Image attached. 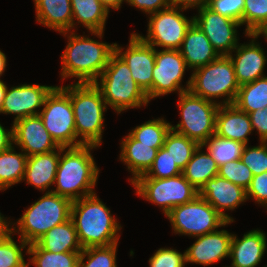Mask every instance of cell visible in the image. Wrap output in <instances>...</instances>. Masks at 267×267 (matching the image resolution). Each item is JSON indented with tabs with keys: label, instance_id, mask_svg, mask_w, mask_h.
I'll return each mask as SVG.
<instances>
[{
	"label": "cell",
	"instance_id": "4316f807",
	"mask_svg": "<svg viewBox=\"0 0 267 267\" xmlns=\"http://www.w3.org/2000/svg\"><path fill=\"white\" fill-rule=\"evenodd\" d=\"M71 6L72 29L76 24L74 20L77 19V22L86 27L91 34L102 38L109 11L100 0H71Z\"/></svg>",
	"mask_w": 267,
	"mask_h": 267
},
{
	"label": "cell",
	"instance_id": "8992f818",
	"mask_svg": "<svg viewBox=\"0 0 267 267\" xmlns=\"http://www.w3.org/2000/svg\"><path fill=\"white\" fill-rule=\"evenodd\" d=\"M72 201L53 192H46L38 201L24 211L12 233L28 245L36 243L53 227L68 221L71 217ZM17 228V229H16Z\"/></svg>",
	"mask_w": 267,
	"mask_h": 267
},
{
	"label": "cell",
	"instance_id": "ac0fdd59",
	"mask_svg": "<svg viewBox=\"0 0 267 267\" xmlns=\"http://www.w3.org/2000/svg\"><path fill=\"white\" fill-rule=\"evenodd\" d=\"M199 195L209 202L214 209L227 221L234 222V219L225 213V210H234L242 202L247 200V191L216 175L205 183L199 191Z\"/></svg>",
	"mask_w": 267,
	"mask_h": 267
},
{
	"label": "cell",
	"instance_id": "d6a6232c",
	"mask_svg": "<svg viewBox=\"0 0 267 267\" xmlns=\"http://www.w3.org/2000/svg\"><path fill=\"white\" fill-rule=\"evenodd\" d=\"M202 147H207L206 149L208 153L220 167L226 162L240 159L245 144L237 140L219 137L214 134L202 144Z\"/></svg>",
	"mask_w": 267,
	"mask_h": 267
},
{
	"label": "cell",
	"instance_id": "f35d334b",
	"mask_svg": "<svg viewBox=\"0 0 267 267\" xmlns=\"http://www.w3.org/2000/svg\"><path fill=\"white\" fill-rule=\"evenodd\" d=\"M182 170L171 158L169 151L164 147L158 149L151 168L145 175L139 178H160L165 179L180 175Z\"/></svg>",
	"mask_w": 267,
	"mask_h": 267
},
{
	"label": "cell",
	"instance_id": "44dd1931",
	"mask_svg": "<svg viewBox=\"0 0 267 267\" xmlns=\"http://www.w3.org/2000/svg\"><path fill=\"white\" fill-rule=\"evenodd\" d=\"M266 234L261 230H251L238 239L233 234L230 245L229 267H256L266 251Z\"/></svg>",
	"mask_w": 267,
	"mask_h": 267
},
{
	"label": "cell",
	"instance_id": "ba28073f",
	"mask_svg": "<svg viewBox=\"0 0 267 267\" xmlns=\"http://www.w3.org/2000/svg\"><path fill=\"white\" fill-rule=\"evenodd\" d=\"M178 95L182 120L171 129L202 145L215 134L216 114L222 102L206 100L189 90Z\"/></svg>",
	"mask_w": 267,
	"mask_h": 267
},
{
	"label": "cell",
	"instance_id": "74e56055",
	"mask_svg": "<svg viewBox=\"0 0 267 267\" xmlns=\"http://www.w3.org/2000/svg\"><path fill=\"white\" fill-rule=\"evenodd\" d=\"M20 246L12 239V233L0 241V267H28L22 250L29 246L20 239Z\"/></svg>",
	"mask_w": 267,
	"mask_h": 267
},
{
	"label": "cell",
	"instance_id": "5b68a950",
	"mask_svg": "<svg viewBox=\"0 0 267 267\" xmlns=\"http://www.w3.org/2000/svg\"><path fill=\"white\" fill-rule=\"evenodd\" d=\"M94 84L100 89L107 106L118 114L129 108H139L149 103L147 95L132 78L128 65L114 52L108 65Z\"/></svg>",
	"mask_w": 267,
	"mask_h": 267
},
{
	"label": "cell",
	"instance_id": "836d02e7",
	"mask_svg": "<svg viewBox=\"0 0 267 267\" xmlns=\"http://www.w3.org/2000/svg\"><path fill=\"white\" fill-rule=\"evenodd\" d=\"M200 146L198 142L181 135L172 129L166 134L163 147L169 151V154L178 167L183 170L186 164L191 160L194 152Z\"/></svg>",
	"mask_w": 267,
	"mask_h": 267
},
{
	"label": "cell",
	"instance_id": "cb8c5ba5",
	"mask_svg": "<svg viewBox=\"0 0 267 267\" xmlns=\"http://www.w3.org/2000/svg\"><path fill=\"white\" fill-rule=\"evenodd\" d=\"M60 159V147L46 154H36L27 158L23 180L35 188L51 192L49 187L55 183L57 167Z\"/></svg>",
	"mask_w": 267,
	"mask_h": 267
},
{
	"label": "cell",
	"instance_id": "8fae6325",
	"mask_svg": "<svg viewBox=\"0 0 267 267\" xmlns=\"http://www.w3.org/2000/svg\"><path fill=\"white\" fill-rule=\"evenodd\" d=\"M132 185L140 197L159 205L165 216L174 207L190 202L199 195V191L182 173L165 179L138 178Z\"/></svg>",
	"mask_w": 267,
	"mask_h": 267
},
{
	"label": "cell",
	"instance_id": "f6af8a7d",
	"mask_svg": "<svg viewBox=\"0 0 267 267\" xmlns=\"http://www.w3.org/2000/svg\"><path fill=\"white\" fill-rule=\"evenodd\" d=\"M253 130H257L261 142H267V106L248 113Z\"/></svg>",
	"mask_w": 267,
	"mask_h": 267
},
{
	"label": "cell",
	"instance_id": "7bdbcfd3",
	"mask_svg": "<svg viewBox=\"0 0 267 267\" xmlns=\"http://www.w3.org/2000/svg\"><path fill=\"white\" fill-rule=\"evenodd\" d=\"M185 264V252L182 254L171 248H160L149 258L150 267H184Z\"/></svg>",
	"mask_w": 267,
	"mask_h": 267
},
{
	"label": "cell",
	"instance_id": "ab89813d",
	"mask_svg": "<svg viewBox=\"0 0 267 267\" xmlns=\"http://www.w3.org/2000/svg\"><path fill=\"white\" fill-rule=\"evenodd\" d=\"M218 175L245 190L249 188L254 176L252 171L240 159L221 165L218 170Z\"/></svg>",
	"mask_w": 267,
	"mask_h": 267
},
{
	"label": "cell",
	"instance_id": "e575fe53",
	"mask_svg": "<svg viewBox=\"0 0 267 267\" xmlns=\"http://www.w3.org/2000/svg\"><path fill=\"white\" fill-rule=\"evenodd\" d=\"M170 129V123L163 118H158L135 127L129 134L141 144L154 145V148L160 149Z\"/></svg>",
	"mask_w": 267,
	"mask_h": 267
},
{
	"label": "cell",
	"instance_id": "9c48e42d",
	"mask_svg": "<svg viewBox=\"0 0 267 267\" xmlns=\"http://www.w3.org/2000/svg\"><path fill=\"white\" fill-rule=\"evenodd\" d=\"M166 217L170 220L174 233L202 236L226 226L227 221L214 207L200 195L190 202L174 207Z\"/></svg>",
	"mask_w": 267,
	"mask_h": 267
},
{
	"label": "cell",
	"instance_id": "1f68e13d",
	"mask_svg": "<svg viewBox=\"0 0 267 267\" xmlns=\"http://www.w3.org/2000/svg\"><path fill=\"white\" fill-rule=\"evenodd\" d=\"M26 253L32 256L35 267H78L81 252L53 253L43 250L37 243L30 244Z\"/></svg>",
	"mask_w": 267,
	"mask_h": 267
},
{
	"label": "cell",
	"instance_id": "f5cc1de1",
	"mask_svg": "<svg viewBox=\"0 0 267 267\" xmlns=\"http://www.w3.org/2000/svg\"><path fill=\"white\" fill-rule=\"evenodd\" d=\"M6 56L5 54L0 50V77L2 76V74L5 72L6 69Z\"/></svg>",
	"mask_w": 267,
	"mask_h": 267
},
{
	"label": "cell",
	"instance_id": "7a4b0ae2",
	"mask_svg": "<svg viewBox=\"0 0 267 267\" xmlns=\"http://www.w3.org/2000/svg\"><path fill=\"white\" fill-rule=\"evenodd\" d=\"M70 218L83 249L118 243L122 227L96 193L72 201Z\"/></svg>",
	"mask_w": 267,
	"mask_h": 267
},
{
	"label": "cell",
	"instance_id": "e0dca14e",
	"mask_svg": "<svg viewBox=\"0 0 267 267\" xmlns=\"http://www.w3.org/2000/svg\"><path fill=\"white\" fill-rule=\"evenodd\" d=\"M13 137L14 144L28 157L46 154L59 148L39 115L28 116L13 123Z\"/></svg>",
	"mask_w": 267,
	"mask_h": 267
},
{
	"label": "cell",
	"instance_id": "603a6c76",
	"mask_svg": "<svg viewBox=\"0 0 267 267\" xmlns=\"http://www.w3.org/2000/svg\"><path fill=\"white\" fill-rule=\"evenodd\" d=\"M179 51L189 69L205 66L220 56L194 22L187 30Z\"/></svg>",
	"mask_w": 267,
	"mask_h": 267
},
{
	"label": "cell",
	"instance_id": "db71d44e",
	"mask_svg": "<svg viewBox=\"0 0 267 267\" xmlns=\"http://www.w3.org/2000/svg\"><path fill=\"white\" fill-rule=\"evenodd\" d=\"M256 37L258 38L260 35L264 36L267 40V25L260 28L256 33Z\"/></svg>",
	"mask_w": 267,
	"mask_h": 267
},
{
	"label": "cell",
	"instance_id": "bcb514c9",
	"mask_svg": "<svg viewBox=\"0 0 267 267\" xmlns=\"http://www.w3.org/2000/svg\"><path fill=\"white\" fill-rule=\"evenodd\" d=\"M126 2L149 15L171 6L170 0H126Z\"/></svg>",
	"mask_w": 267,
	"mask_h": 267
},
{
	"label": "cell",
	"instance_id": "816d5d0a",
	"mask_svg": "<svg viewBox=\"0 0 267 267\" xmlns=\"http://www.w3.org/2000/svg\"><path fill=\"white\" fill-rule=\"evenodd\" d=\"M7 91V86L6 84L0 79V110L3 104V100L5 98V94Z\"/></svg>",
	"mask_w": 267,
	"mask_h": 267
},
{
	"label": "cell",
	"instance_id": "7c38bea8",
	"mask_svg": "<svg viewBox=\"0 0 267 267\" xmlns=\"http://www.w3.org/2000/svg\"><path fill=\"white\" fill-rule=\"evenodd\" d=\"M180 10L184 9L169 6L150 14L147 37L136 34L154 48L159 46L163 49L179 50L187 30L194 22V17L189 20Z\"/></svg>",
	"mask_w": 267,
	"mask_h": 267
},
{
	"label": "cell",
	"instance_id": "7dc6e473",
	"mask_svg": "<svg viewBox=\"0 0 267 267\" xmlns=\"http://www.w3.org/2000/svg\"><path fill=\"white\" fill-rule=\"evenodd\" d=\"M209 0H170V4L173 7L187 10L188 8H195L199 10L207 6Z\"/></svg>",
	"mask_w": 267,
	"mask_h": 267
},
{
	"label": "cell",
	"instance_id": "2e32d148",
	"mask_svg": "<svg viewBox=\"0 0 267 267\" xmlns=\"http://www.w3.org/2000/svg\"><path fill=\"white\" fill-rule=\"evenodd\" d=\"M56 86L22 84L8 89L0 113L14 114V122L28 116L39 115L46 97Z\"/></svg>",
	"mask_w": 267,
	"mask_h": 267
},
{
	"label": "cell",
	"instance_id": "277c9868",
	"mask_svg": "<svg viewBox=\"0 0 267 267\" xmlns=\"http://www.w3.org/2000/svg\"><path fill=\"white\" fill-rule=\"evenodd\" d=\"M71 100L77 138L84 145L100 147L107 104L94 83L59 86Z\"/></svg>",
	"mask_w": 267,
	"mask_h": 267
},
{
	"label": "cell",
	"instance_id": "d6986e66",
	"mask_svg": "<svg viewBox=\"0 0 267 267\" xmlns=\"http://www.w3.org/2000/svg\"><path fill=\"white\" fill-rule=\"evenodd\" d=\"M245 36L252 38V41L249 44H240V46L238 44L232 51L236 52V55H232L233 53L228 55L234 65L236 80L240 86L264 77L263 70L267 63L264 49L255 41L256 35Z\"/></svg>",
	"mask_w": 267,
	"mask_h": 267
},
{
	"label": "cell",
	"instance_id": "7402d4cb",
	"mask_svg": "<svg viewBox=\"0 0 267 267\" xmlns=\"http://www.w3.org/2000/svg\"><path fill=\"white\" fill-rule=\"evenodd\" d=\"M253 131L248 113L234 104L220 105L216 114L215 134L248 145V135Z\"/></svg>",
	"mask_w": 267,
	"mask_h": 267
},
{
	"label": "cell",
	"instance_id": "83f0119b",
	"mask_svg": "<svg viewBox=\"0 0 267 267\" xmlns=\"http://www.w3.org/2000/svg\"><path fill=\"white\" fill-rule=\"evenodd\" d=\"M43 250L53 253L82 252L72 219L53 227L37 242Z\"/></svg>",
	"mask_w": 267,
	"mask_h": 267
},
{
	"label": "cell",
	"instance_id": "b9f144b4",
	"mask_svg": "<svg viewBox=\"0 0 267 267\" xmlns=\"http://www.w3.org/2000/svg\"><path fill=\"white\" fill-rule=\"evenodd\" d=\"M207 7L243 25L244 0H209Z\"/></svg>",
	"mask_w": 267,
	"mask_h": 267
},
{
	"label": "cell",
	"instance_id": "f1b7e54d",
	"mask_svg": "<svg viewBox=\"0 0 267 267\" xmlns=\"http://www.w3.org/2000/svg\"><path fill=\"white\" fill-rule=\"evenodd\" d=\"M200 145L194 152L191 160L182 170L183 176L198 190L205 185L207 181L218 175L219 166L211 155L202 151Z\"/></svg>",
	"mask_w": 267,
	"mask_h": 267
},
{
	"label": "cell",
	"instance_id": "d4e9b609",
	"mask_svg": "<svg viewBox=\"0 0 267 267\" xmlns=\"http://www.w3.org/2000/svg\"><path fill=\"white\" fill-rule=\"evenodd\" d=\"M121 141L120 160L132 172L133 177L130 182L133 183L140 176L145 175L151 168L158 149L154 148V145L141 144L129 133Z\"/></svg>",
	"mask_w": 267,
	"mask_h": 267
},
{
	"label": "cell",
	"instance_id": "f907efd6",
	"mask_svg": "<svg viewBox=\"0 0 267 267\" xmlns=\"http://www.w3.org/2000/svg\"><path fill=\"white\" fill-rule=\"evenodd\" d=\"M126 0H100L102 5L109 11L110 8L118 10L121 7L122 2Z\"/></svg>",
	"mask_w": 267,
	"mask_h": 267
},
{
	"label": "cell",
	"instance_id": "d590c367",
	"mask_svg": "<svg viewBox=\"0 0 267 267\" xmlns=\"http://www.w3.org/2000/svg\"><path fill=\"white\" fill-rule=\"evenodd\" d=\"M117 245L84 248L80 254L78 267H117ZM85 258L87 260L84 263Z\"/></svg>",
	"mask_w": 267,
	"mask_h": 267
},
{
	"label": "cell",
	"instance_id": "484cf974",
	"mask_svg": "<svg viewBox=\"0 0 267 267\" xmlns=\"http://www.w3.org/2000/svg\"><path fill=\"white\" fill-rule=\"evenodd\" d=\"M36 21L44 26L59 31L65 37L72 30L71 0H33Z\"/></svg>",
	"mask_w": 267,
	"mask_h": 267
},
{
	"label": "cell",
	"instance_id": "ee69618b",
	"mask_svg": "<svg viewBox=\"0 0 267 267\" xmlns=\"http://www.w3.org/2000/svg\"><path fill=\"white\" fill-rule=\"evenodd\" d=\"M247 191V199L253 198L258 204L267 207V171L253 176Z\"/></svg>",
	"mask_w": 267,
	"mask_h": 267
},
{
	"label": "cell",
	"instance_id": "c3c4849f",
	"mask_svg": "<svg viewBox=\"0 0 267 267\" xmlns=\"http://www.w3.org/2000/svg\"><path fill=\"white\" fill-rule=\"evenodd\" d=\"M13 143V126L11 127V130H7L0 124V152L10 148Z\"/></svg>",
	"mask_w": 267,
	"mask_h": 267
},
{
	"label": "cell",
	"instance_id": "5bb4252c",
	"mask_svg": "<svg viewBox=\"0 0 267 267\" xmlns=\"http://www.w3.org/2000/svg\"><path fill=\"white\" fill-rule=\"evenodd\" d=\"M194 23L202 30L213 48L220 55H229L237 47V27L241 23L220 15L207 6L198 10Z\"/></svg>",
	"mask_w": 267,
	"mask_h": 267
},
{
	"label": "cell",
	"instance_id": "4fadbf2b",
	"mask_svg": "<svg viewBox=\"0 0 267 267\" xmlns=\"http://www.w3.org/2000/svg\"><path fill=\"white\" fill-rule=\"evenodd\" d=\"M115 43V52L128 65L132 78L147 95L153 99V67L156 48L144 42L136 33H132L126 51ZM123 51V52H122Z\"/></svg>",
	"mask_w": 267,
	"mask_h": 267
},
{
	"label": "cell",
	"instance_id": "ffe728a7",
	"mask_svg": "<svg viewBox=\"0 0 267 267\" xmlns=\"http://www.w3.org/2000/svg\"><path fill=\"white\" fill-rule=\"evenodd\" d=\"M233 234L216 230L197 237V241L185 250L186 263L210 265L230 256Z\"/></svg>",
	"mask_w": 267,
	"mask_h": 267
},
{
	"label": "cell",
	"instance_id": "9a60e30c",
	"mask_svg": "<svg viewBox=\"0 0 267 267\" xmlns=\"http://www.w3.org/2000/svg\"><path fill=\"white\" fill-rule=\"evenodd\" d=\"M186 62L179 50H156L153 67V98L178 91L179 94L188 91L181 87V80L187 69Z\"/></svg>",
	"mask_w": 267,
	"mask_h": 267
},
{
	"label": "cell",
	"instance_id": "8d00e7d4",
	"mask_svg": "<svg viewBox=\"0 0 267 267\" xmlns=\"http://www.w3.org/2000/svg\"><path fill=\"white\" fill-rule=\"evenodd\" d=\"M245 34H255L267 25V0H244L243 25Z\"/></svg>",
	"mask_w": 267,
	"mask_h": 267
},
{
	"label": "cell",
	"instance_id": "3957f363",
	"mask_svg": "<svg viewBox=\"0 0 267 267\" xmlns=\"http://www.w3.org/2000/svg\"><path fill=\"white\" fill-rule=\"evenodd\" d=\"M68 44L61 55L62 79L76 77L77 83H94L99 80L115 52V43L108 44L80 36L70 31Z\"/></svg>",
	"mask_w": 267,
	"mask_h": 267
},
{
	"label": "cell",
	"instance_id": "52a82bcc",
	"mask_svg": "<svg viewBox=\"0 0 267 267\" xmlns=\"http://www.w3.org/2000/svg\"><path fill=\"white\" fill-rule=\"evenodd\" d=\"M186 88L196 96L214 101L225 98L221 105H232L240 85L235 76L234 65L228 55L219 56L205 66L194 69Z\"/></svg>",
	"mask_w": 267,
	"mask_h": 267
},
{
	"label": "cell",
	"instance_id": "f546056e",
	"mask_svg": "<svg viewBox=\"0 0 267 267\" xmlns=\"http://www.w3.org/2000/svg\"><path fill=\"white\" fill-rule=\"evenodd\" d=\"M28 156L16 153L13 145L0 152V190H6L23 180Z\"/></svg>",
	"mask_w": 267,
	"mask_h": 267
},
{
	"label": "cell",
	"instance_id": "4dcf8cb0",
	"mask_svg": "<svg viewBox=\"0 0 267 267\" xmlns=\"http://www.w3.org/2000/svg\"><path fill=\"white\" fill-rule=\"evenodd\" d=\"M234 105L249 113L267 106V76L240 86Z\"/></svg>",
	"mask_w": 267,
	"mask_h": 267
},
{
	"label": "cell",
	"instance_id": "6da1fadb",
	"mask_svg": "<svg viewBox=\"0 0 267 267\" xmlns=\"http://www.w3.org/2000/svg\"><path fill=\"white\" fill-rule=\"evenodd\" d=\"M97 147L95 145L60 147V159L54 183L56 190L51 192L71 201L94 194L93 188L98 179L99 169L90 151Z\"/></svg>",
	"mask_w": 267,
	"mask_h": 267
},
{
	"label": "cell",
	"instance_id": "30bf717a",
	"mask_svg": "<svg viewBox=\"0 0 267 267\" xmlns=\"http://www.w3.org/2000/svg\"><path fill=\"white\" fill-rule=\"evenodd\" d=\"M39 116L46 130L59 147L84 145L80 140H77L70 97L59 86H56L46 97Z\"/></svg>",
	"mask_w": 267,
	"mask_h": 267
},
{
	"label": "cell",
	"instance_id": "60d3db41",
	"mask_svg": "<svg viewBox=\"0 0 267 267\" xmlns=\"http://www.w3.org/2000/svg\"><path fill=\"white\" fill-rule=\"evenodd\" d=\"M240 160L252 171L253 175H259L267 171V142H261L259 146L248 147L245 145Z\"/></svg>",
	"mask_w": 267,
	"mask_h": 267
},
{
	"label": "cell",
	"instance_id": "681fc988",
	"mask_svg": "<svg viewBox=\"0 0 267 267\" xmlns=\"http://www.w3.org/2000/svg\"><path fill=\"white\" fill-rule=\"evenodd\" d=\"M8 221H6V218L4 216H1L0 213V241L5 239L9 234L12 233V228H9L11 224Z\"/></svg>",
	"mask_w": 267,
	"mask_h": 267
}]
</instances>
